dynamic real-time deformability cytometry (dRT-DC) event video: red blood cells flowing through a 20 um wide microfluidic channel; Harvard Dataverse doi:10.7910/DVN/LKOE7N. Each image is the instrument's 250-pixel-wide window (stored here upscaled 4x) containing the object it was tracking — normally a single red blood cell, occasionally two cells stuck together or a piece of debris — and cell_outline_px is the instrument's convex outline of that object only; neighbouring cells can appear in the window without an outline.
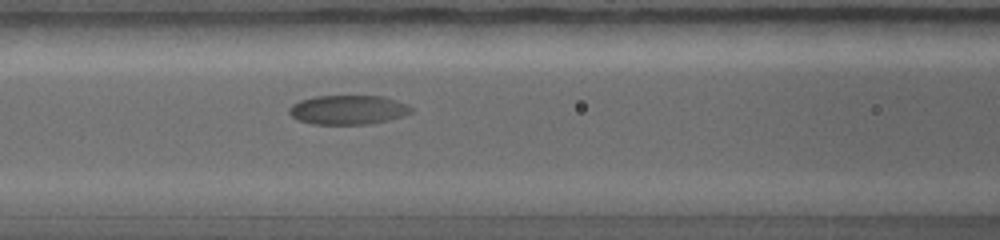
{"species": "common noctule bat (a hibernating species)", "species_latin": "Nyctalus noctula", "temperature_condition": "warm", "stored_images_in_passage": 47, "camera_frame_rate_fps": 5000, "um_per_image_px": 0.085, "animal": {"sex": "female", "body_mass_g": 19.0, "forearm_length_mm": 56.7}, "frame": {"image": 1, "passage_image": 18, "time_ms": 3.8, "image_size_px": [1000, 240], "cell_outline_px": [[412, 112], [388, 120], [368, 124], [312, 124], [300, 120], [292, 116], [288, 112], [288, 108], [292, 104], [300, 100], [312, 96], [380, 96], [408, 104], [412, 108]], "centroid_in_image_um": [29.55, 9.33], "position_along_channel_um": 137.1, "area_um2": 20.69}}
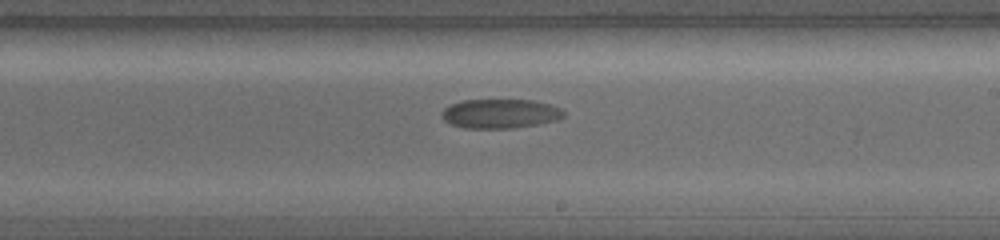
{"frame": {"image": 2, "passage_image": 26, "time_ms": 5.8, "image_size_px": [1000, 240], "cell_outline_px": [[564, 116], [556, 120], [536, 124], [512, 128], [464, 128], [452, 124], [444, 120], [440, 116], [440, 112], [444, 108], [460, 100], [532, 100], [548, 104], [560, 108], [564, 112]], "centroid_in_image_um": [42.46, 9.65], "position_along_channel_um": 246.5, "area_um2": 20.69}}
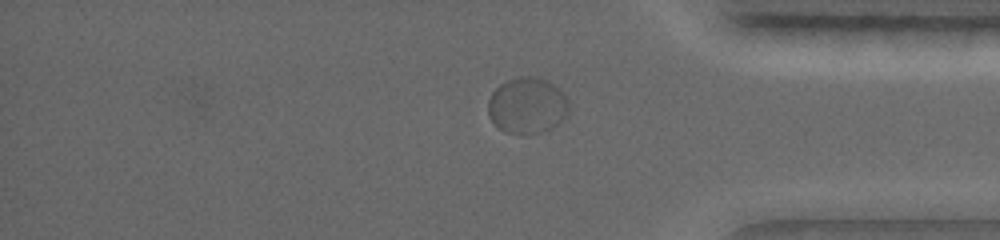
{"frame": {"image": 3, "passage_image": 39, "time_ms": 8.6, "image_size_px": [1000, 240], "cell_outline_px": [[568, 116], [552, 128], [540, 132], [504, 132], [496, 128], [492, 124], [488, 116], [488, 100], [492, 92], [500, 84], [508, 80], [520, 76], [532, 76], [544, 80], [552, 84], [564, 96], [568, 108]], "centroid_in_image_um": [44.75, 8.98], "position_along_channel_um": 390.4, "area_um2": 26.13}}